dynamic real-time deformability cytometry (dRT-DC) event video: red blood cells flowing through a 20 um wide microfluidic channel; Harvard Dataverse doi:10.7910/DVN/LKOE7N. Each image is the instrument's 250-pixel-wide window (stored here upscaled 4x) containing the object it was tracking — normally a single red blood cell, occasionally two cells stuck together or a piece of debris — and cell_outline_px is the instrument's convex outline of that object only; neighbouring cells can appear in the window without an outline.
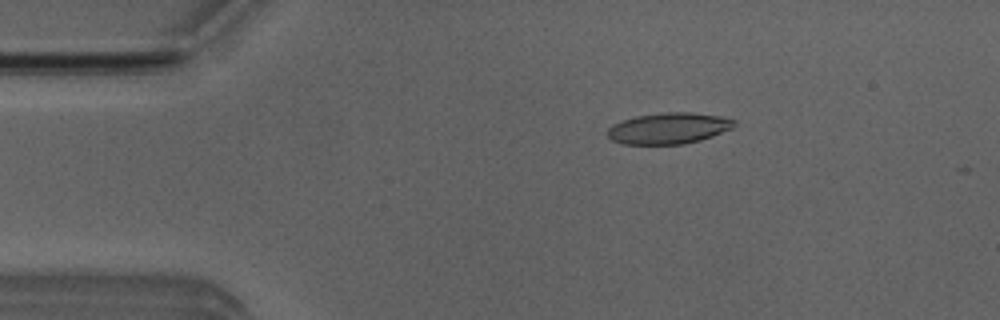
{"species": "Egyptian fruit bat (a non-hibernating species)", "species_latin": "Rousettus aegyptiacus", "temperature_condition": "room temperature", "stored_images_in_passage": 39, "camera_frame_rate_fps": 3000, "um_per_image_px": 0.085, "animal": {"sex": "male"}, "frame": {"image": 1, "passage_image": 1, "time_ms": 0.0, "image_size_px": [1000, 320], "cell_outline_px": [[736, 124], [732, 128], [712, 136], [700, 140], [684, 144], [620, 144], [612, 140], [608, 136], [608, 128], [612, 124], [636, 116], [664, 112], [692, 112], [720, 116], [736, 120]], "centroid_in_image_um": [56.84, 10.9], "position_along_channel_um": 28.2, "area_um2": 23.0}}
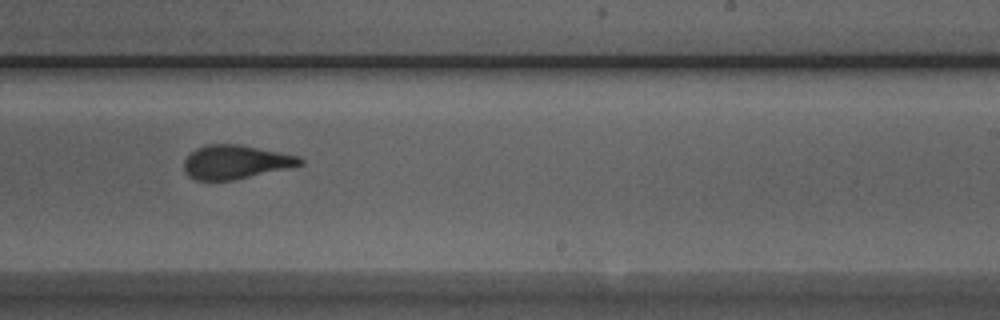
{"frame": {"image": 2, "passage_image": 23, "time_ms": 7.333, "image_size_px": [1000, 320], "cell_outline_px": [[304, 164], [292, 168], [232, 180], [196, 180], [188, 176], [184, 172], [184, 160], [196, 148], [208, 144], [240, 144], [300, 156], [304, 160]], "centroid_in_image_um": [20.06, 13.77], "position_along_channel_um": 268.9, "area_um2": 23.06}}
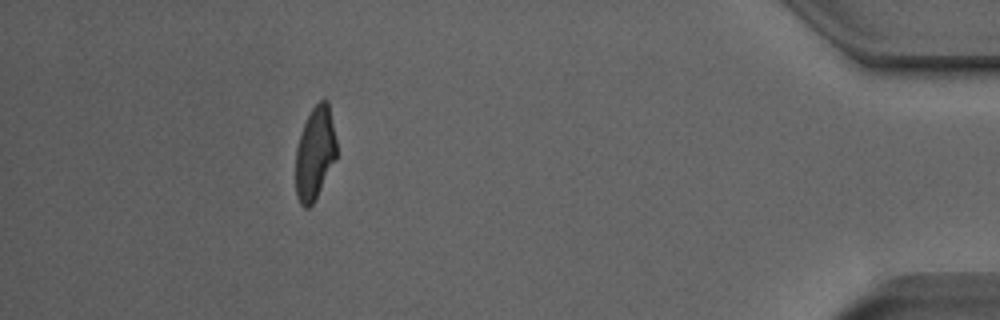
{"frame": {"image": 3, "passage_image": 38, "time_ms": 12.333, "image_size_px": [1000, 320], "cell_outline_px": [[336, 156], [312, 204], [308, 208], [304, 208], [300, 204], [296, 196], [296, 148], [304, 124], [312, 108], [320, 100], [328, 100], [336, 140]], "centroid_in_image_um": [26.75, 13.01], "position_along_channel_um": 408.4, "area_um2": 21.62}}